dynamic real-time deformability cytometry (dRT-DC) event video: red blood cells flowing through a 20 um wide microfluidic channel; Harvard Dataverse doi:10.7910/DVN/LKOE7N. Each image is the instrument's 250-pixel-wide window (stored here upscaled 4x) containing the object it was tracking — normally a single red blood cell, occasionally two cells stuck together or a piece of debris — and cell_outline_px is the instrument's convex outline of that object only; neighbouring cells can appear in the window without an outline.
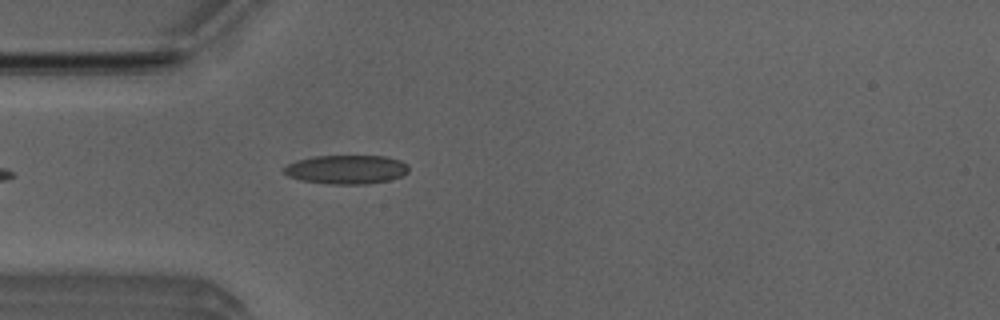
{"species": "Egyptian fruit bat (a non-hibernating species)", "species_latin": "Rousettus aegyptiacus", "temperature_condition": "room temperature", "stored_images_in_passage": 2, "camera_frame_rate_fps": 3000, "um_per_image_px": 0.085, "animal": {"sex": "male"}, "frame": {"image": 1, "passage_image": 2, "time_ms": 0.333, "image_size_px": [1000, 320], "cell_outline_px": [[408, 172], [400, 176], [388, 180], [368, 184], [328, 184], [300, 180], [288, 176], [284, 172], [284, 168], [288, 164], [312, 156], [384, 156], [400, 160], [408, 164]], "centroid_in_image_um": [29.45, 14.41], "position_along_channel_um": 55.5, "area_um2": 20.92}}